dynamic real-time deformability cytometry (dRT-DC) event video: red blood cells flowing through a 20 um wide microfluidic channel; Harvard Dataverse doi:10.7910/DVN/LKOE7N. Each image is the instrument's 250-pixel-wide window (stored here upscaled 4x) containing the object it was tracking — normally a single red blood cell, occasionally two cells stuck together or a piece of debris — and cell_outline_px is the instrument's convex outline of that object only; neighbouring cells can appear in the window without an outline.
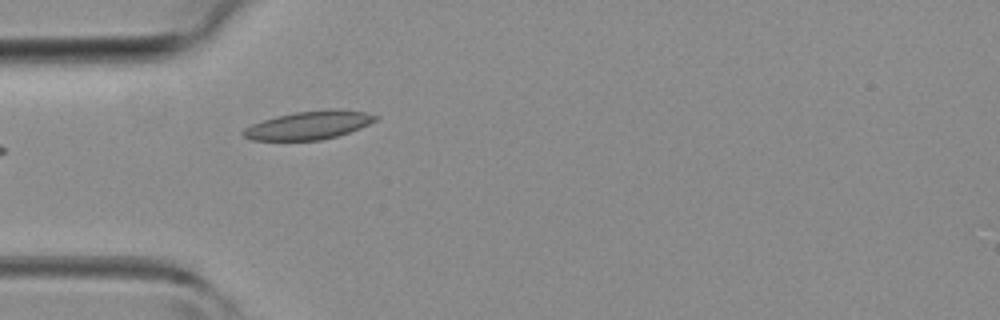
{"species": "common noctule bat (a hibernating species)", "species_latin": "Nyctalus noctula", "temperature_condition": "room temperature", "stored_images_in_passage": 19, "camera_frame_rate_fps": 3000, "um_per_image_px": 0.085, "animal": {"sex": "female", "body_mass_g": 19.3, "forearm_length_mm": 54.1}, "frame": {"image": 1, "passage_image": 1, "time_ms": 0.0, "image_size_px": [1000, 320], "cell_outline_px": [[380, 116], [376, 120], [360, 128], [336, 136], [320, 140], [252, 140], [244, 136], [240, 132], [244, 128], [252, 124], [276, 116], [296, 112], [328, 108], [336, 108], [364, 112]], "centroid_in_image_um": [26.25, 10.63], "position_along_channel_um": 58.7, "area_um2": 21.79}}
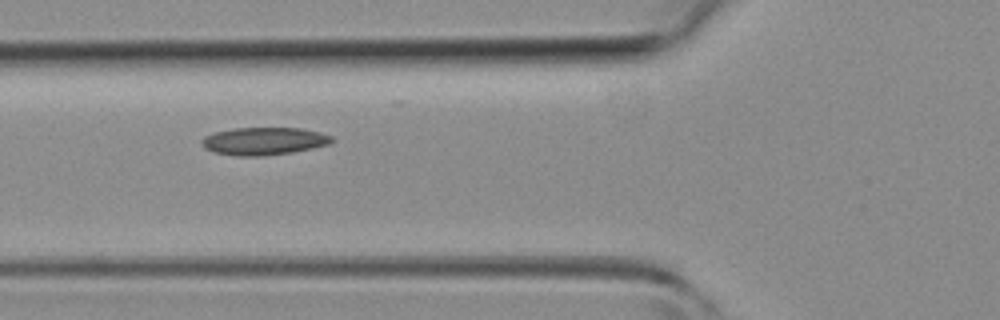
{"frame": {"image": 2, "passage_image": 4, "time_ms": 1.0, "image_size_px": [1000, 320], "cell_outline_px": [[332, 140], [328, 144], [312, 148], [292, 152], [264, 156], [236, 156], [212, 152], [204, 148], [200, 140], [204, 136], [212, 132], [236, 128], [300, 128], [320, 132], [332, 136]], "centroid_in_image_um": [22.37, 12.0], "position_along_channel_um": 103.4, "area_um2": 21.04}}